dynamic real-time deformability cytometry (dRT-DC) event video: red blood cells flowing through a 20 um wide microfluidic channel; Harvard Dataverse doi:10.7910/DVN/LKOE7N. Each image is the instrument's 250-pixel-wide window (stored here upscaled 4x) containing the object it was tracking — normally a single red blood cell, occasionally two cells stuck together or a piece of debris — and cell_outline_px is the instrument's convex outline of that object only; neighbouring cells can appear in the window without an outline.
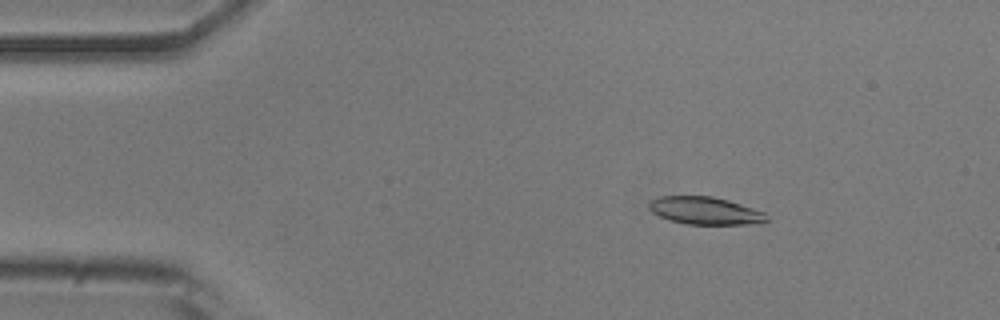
{"species": "common noctule bat (a hibernating species)", "species_latin": "Nyctalus noctula", "temperature_condition": "room temperature", "stored_images_in_passage": 52, "camera_frame_rate_fps": 3000, "um_per_image_px": 0.085, "animal": {"sex": "male", "body_mass_g": 20.5, "forearm_length_mm": 52.5}, "frame": {"image": 1, "passage_image": 8, "time_ms": 2.333, "image_size_px": [1000, 320], "cell_outline_px": [[768, 220], [744, 224], [688, 224], [668, 220], [652, 212], [648, 208], [648, 204], [652, 200], [660, 196], [712, 196], [728, 200], [764, 212]], "centroid_in_image_um": [59.87, 17.9], "position_along_channel_um": 25.1, "area_um2": 18.61}}
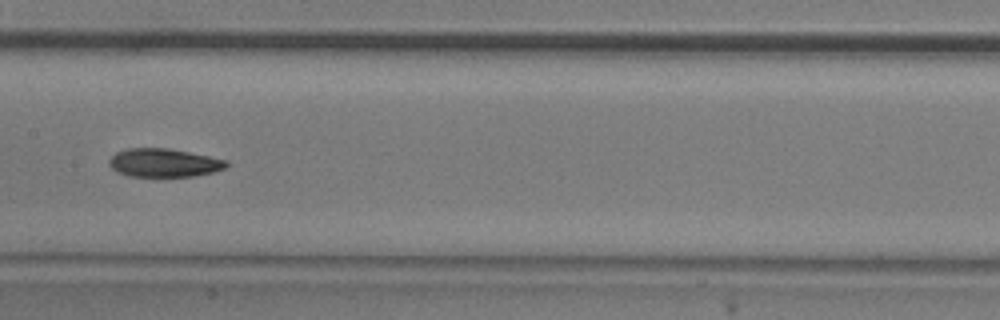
{"frame": {"image": 2, "passage_image": 26, "time_ms": 8.333, "image_size_px": [1000, 320], "cell_outline_px": [[228, 164], [224, 168], [212, 172], [192, 176], [128, 176], [116, 172], [108, 164], [108, 160], [116, 152], [124, 148], [168, 148], [228, 160]], "centroid_in_image_um": [13.88, 13.83], "position_along_channel_um": 193.5, "area_um2": 19.36}}
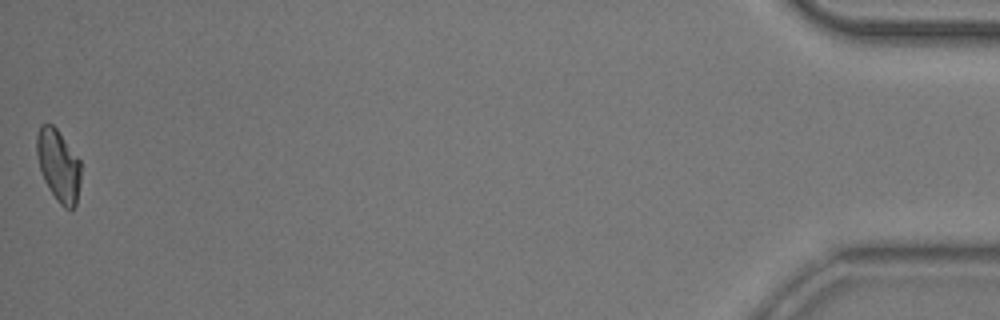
{"frame": {"image": 3, "passage_image": 52, "time_ms": 17.0, "image_size_px": [1000, 320], "cell_outline_px": [[80, 180], [76, 204], [72, 212], [64, 208], [56, 200], [48, 188], [44, 180], [40, 168], [36, 152], [36, 136], [40, 124], [52, 124], [56, 128], [80, 160]], "centroid_in_image_um": [4.96, 14.09], "position_along_channel_um": 430.2, "area_um2": 18.55}, "authors_computed_cell_mechanics": {"area_um2": 19.363, "velocity_mm_per_s": 3.8686, "shape_relaxation_time_tau1_ms": 3.5973, "shape_relaxation_time_tau2_ms": 5.6329, "deformation_change_tau1": 0.1279, "deformation_change_tau2": 0.1118}}